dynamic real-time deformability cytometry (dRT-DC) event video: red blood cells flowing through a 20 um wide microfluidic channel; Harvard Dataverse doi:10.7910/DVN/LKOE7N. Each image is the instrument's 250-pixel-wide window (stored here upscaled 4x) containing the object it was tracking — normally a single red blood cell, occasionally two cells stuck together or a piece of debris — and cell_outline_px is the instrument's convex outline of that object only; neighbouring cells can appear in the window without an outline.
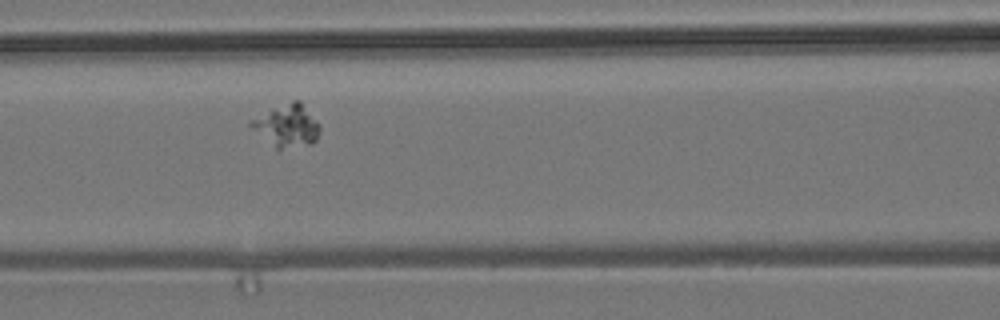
{"species": "common noctule bat (a hibernating species)", "species_latin": "Nyctalus noctula", "temperature_condition": "room temperature", "stored_images_in_passage": 13, "camera_frame_rate_fps": 3000, "um_per_image_px": 0.085, "animal": {"sex": "male", "body_mass_g": 19.2, "forearm_length_mm": 51.8}, "frame": {"image": 1, "passage_image": 6, "time_ms": 7.667, "image_size_px": [1000, 320], "cell_outline_px": [[320, 128], [316, 140], [312, 144], [280, 148], [276, 148], [252, 128], [248, 124], [252, 120], [292, 100], [300, 100], [320, 124]], "centroid_in_image_um": [24.46, 10.68], "position_along_channel_um": 142.1, "area_um2": 16.3}}
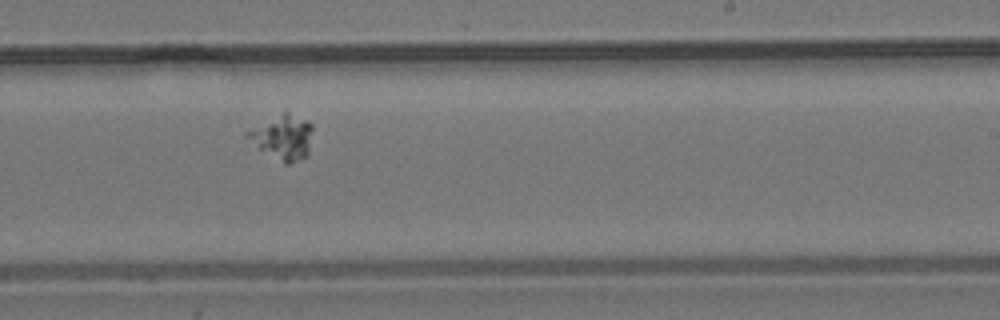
{"frame": {"image": 2, "passage_image": 9, "time_ms": 11.0, "image_size_px": [1000, 320], "cell_outline_px": [[312, 128], [308, 152], [304, 156], [288, 164], [284, 164], [260, 148], [244, 136], [244, 132], [284, 112], [288, 112], [308, 120], [312, 124]], "centroid_in_image_um": [24.04, 11.64], "position_along_channel_um": 265.0, "area_um2": 16.42}}
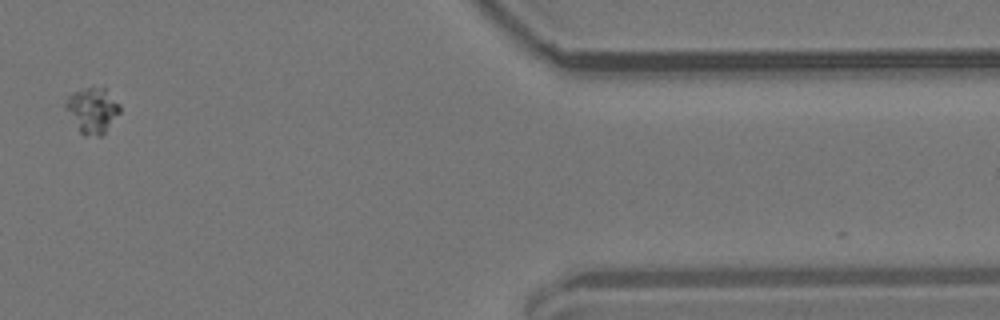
{"frame": {"image": 3, "passage_image": 12, "time_ms": 16.0, "image_size_px": [1000, 320], "cell_outline_px": [[120, 112], [104, 132], [100, 136], [84, 136], [80, 132], [64, 108], [64, 100], [68, 96], [92, 84], [104, 88], [120, 104]], "centroid_in_image_um": [7.82, 9.35], "position_along_channel_um": 403.6, "area_um2": 14.45}}